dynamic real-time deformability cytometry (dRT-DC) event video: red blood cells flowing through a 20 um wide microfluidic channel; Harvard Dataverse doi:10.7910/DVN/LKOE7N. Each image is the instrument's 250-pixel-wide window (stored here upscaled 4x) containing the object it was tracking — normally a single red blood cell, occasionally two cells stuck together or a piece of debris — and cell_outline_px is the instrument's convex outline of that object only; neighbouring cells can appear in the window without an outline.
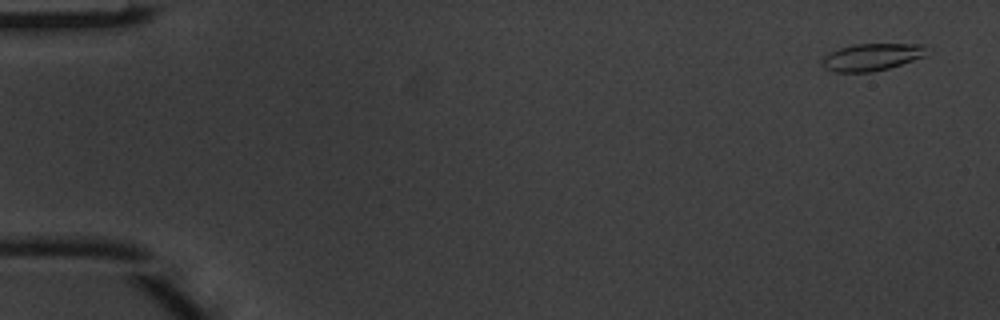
{"species": "common noctule bat (a hibernating species)", "species_latin": "Nyctalus noctula", "temperature_condition": "warm", "stored_images_in_passage": 4, "camera_frame_rate_fps": 3000, "um_per_image_px": 0.085, "animal": {"sex": "male", "body_mass_g": 20.1, "forearm_length_mm": 53.5}, "frame": {"image": 1, "passage_image": 1, "time_ms": 0.0, "image_size_px": [1000, 320], "cell_outline_px": [[924, 56], [888, 68], [872, 72], [832, 72], [824, 68], [820, 60], [824, 56], [840, 48], [852, 44], [924, 44]], "centroid_in_image_um": [74.02, 4.85], "position_along_channel_um": 11.0, "area_um2": 16.36}}